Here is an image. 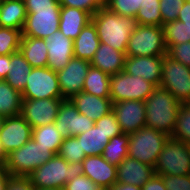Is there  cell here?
Returning a JSON list of instances; mask_svg holds the SVG:
<instances>
[{
	"label": "cell",
	"mask_w": 190,
	"mask_h": 190,
	"mask_svg": "<svg viewBox=\"0 0 190 190\" xmlns=\"http://www.w3.org/2000/svg\"><path fill=\"white\" fill-rule=\"evenodd\" d=\"M48 62L47 67L57 72L63 69L74 57L73 40L57 30L46 39Z\"/></svg>",
	"instance_id": "d6986e66"
},
{
	"label": "cell",
	"mask_w": 190,
	"mask_h": 190,
	"mask_svg": "<svg viewBox=\"0 0 190 190\" xmlns=\"http://www.w3.org/2000/svg\"><path fill=\"white\" fill-rule=\"evenodd\" d=\"M125 58V53L115 50L109 44L100 42L90 64L109 75H113L124 71Z\"/></svg>",
	"instance_id": "603a6c76"
},
{
	"label": "cell",
	"mask_w": 190,
	"mask_h": 190,
	"mask_svg": "<svg viewBox=\"0 0 190 190\" xmlns=\"http://www.w3.org/2000/svg\"><path fill=\"white\" fill-rule=\"evenodd\" d=\"M90 66L89 61L73 57L63 69L56 72L64 99H70L83 90L84 80Z\"/></svg>",
	"instance_id": "9a60e30c"
},
{
	"label": "cell",
	"mask_w": 190,
	"mask_h": 190,
	"mask_svg": "<svg viewBox=\"0 0 190 190\" xmlns=\"http://www.w3.org/2000/svg\"><path fill=\"white\" fill-rule=\"evenodd\" d=\"M24 0H1L0 27L23 30L26 21Z\"/></svg>",
	"instance_id": "d4e9b609"
},
{
	"label": "cell",
	"mask_w": 190,
	"mask_h": 190,
	"mask_svg": "<svg viewBox=\"0 0 190 190\" xmlns=\"http://www.w3.org/2000/svg\"><path fill=\"white\" fill-rule=\"evenodd\" d=\"M166 190H190V175H161Z\"/></svg>",
	"instance_id": "7bdbcfd3"
},
{
	"label": "cell",
	"mask_w": 190,
	"mask_h": 190,
	"mask_svg": "<svg viewBox=\"0 0 190 190\" xmlns=\"http://www.w3.org/2000/svg\"><path fill=\"white\" fill-rule=\"evenodd\" d=\"M178 21L185 23V26L190 32V3L184 2L182 8L179 11Z\"/></svg>",
	"instance_id": "c3c4849f"
},
{
	"label": "cell",
	"mask_w": 190,
	"mask_h": 190,
	"mask_svg": "<svg viewBox=\"0 0 190 190\" xmlns=\"http://www.w3.org/2000/svg\"><path fill=\"white\" fill-rule=\"evenodd\" d=\"M7 155L2 150L1 142H0V168L4 167L6 163Z\"/></svg>",
	"instance_id": "f5cc1de1"
},
{
	"label": "cell",
	"mask_w": 190,
	"mask_h": 190,
	"mask_svg": "<svg viewBox=\"0 0 190 190\" xmlns=\"http://www.w3.org/2000/svg\"><path fill=\"white\" fill-rule=\"evenodd\" d=\"M155 174V169L151 165L126 157L117 166L116 183L131 184L142 187Z\"/></svg>",
	"instance_id": "ffe728a7"
},
{
	"label": "cell",
	"mask_w": 190,
	"mask_h": 190,
	"mask_svg": "<svg viewBox=\"0 0 190 190\" xmlns=\"http://www.w3.org/2000/svg\"><path fill=\"white\" fill-rule=\"evenodd\" d=\"M22 36L46 39L59 30L60 9H26Z\"/></svg>",
	"instance_id": "7c38bea8"
},
{
	"label": "cell",
	"mask_w": 190,
	"mask_h": 190,
	"mask_svg": "<svg viewBox=\"0 0 190 190\" xmlns=\"http://www.w3.org/2000/svg\"><path fill=\"white\" fill-rule=\"evenodd\" d=\"M100 44L94 23L89 22L73 41L74 57L91 61Z\"/></svg>",
	"instance_id": "cb8c5ba5"
},
{
	"label": "cell",
	"mask_w": 190,
	"mask_h": 190,
	"mask_svg": "<svg viewBox=\"0 0 190 190\" xmlns=\"http://www.w3.org/2000/svg\"><path fill=\"white\" fill-rule=\"evenodd\" d=\"M154 169L158 175H190V145L169 137Z\"/></svg>",
	"instance_id": "8992f818"
},
{
	"label": "cell",
	"mask_w": 190,
	"mask_h": 190,
	"mask_svg": "<svg viewBox=\"0 0 190 190\" xmlns=\"http://www.w3.org/2000/svg\"><path fill=\"white\" fill-rule=\"evenodd\" d=\"M110 77L99 68L90 66L84 80L83 92L102 98H110Z\"/></svg>",
	"instance_id": "83f0119b"
},
{
	"label": "cell",
	"mask_w": 190,
	"mask_h": 190,
	"mask_svg": "<svg viewBox=\"0 0 190 190\" xmlns=\"http://www.w3.org/2000/svg\"><path fill=\"white\" fill-rule=\"evenodd\" d=\"M92 20V15L84 10L61 6L59 30L71 40H75L84 26Z\"/></svg>",
	"instance_id": "7402d4cb"
},
{
	"label": "cell",
	"mask_w": 190,
	"mask_h": 190,
	"mask_svg": "<svg viewBox=\"0 0 190 190\" xmlns=\"http://www.w3.org/2000/svg\"><path fill=\"white\" fill-rule=\"evenodd\" d=\"M101 43L109 44L115 50L126 53L129 38L138 26L134 17L120 16L102 6L91 20Z\"/></svg>",
	"instance_id": "6da1fadb"
},
{
	"label": "cell",
	"mask_w": 190,
	"mask_h": 190,
	"mask_svg": "<svg viewBox=\"0 0 190 190\" xmlns=\"http://www.w3.org/2000/svg\"><path fill=\"white\" fill-rule=\"evenodd\" d=\"M83 174V163H67L59 155H54L42 166L34 170L28 178L36 190L44 188L63 189L65 184Z\"/></svg>",
	"instance_id": "3957f363"
},
{
	"label": "cell",
	"mask_w": 190,
	"mask_h": 190,
	"mask_svg": "<svg viewBox=\"0 0 190 190\" xmlns=\"http://www.w3.org/2000/svg\"><path fill=\"white\" fill-rule=\"evenodd\" d=\"M69 100L81 114L87 116L94 122L108 115L113 108V103L110 98L98 97L83 91L73 95Z\"/></svg>",
	"instance_id": "44dd1931"
},
{
	"label": "cell",
	"mask_w": 190,
	"mask_h": 190,
	"mask_svg": "<svg viewBox=\"0 0 190 190\" xmlns=\"http://www.w3.org/2000/svg\"><path fill=\"white\" fill-rule=\"evenodd\" d=\"M63 190H103L91 179L84 174L75 177L73 180L68 181Z\"/></svg>",
	"instance_id": "ee69618b"
},
{
	"label": "cell",
	"mask_w": 190,
	"mask_h": 190,
	"mask_svg": "<svg viewBox=\"0 0 190 190\" xmlns=\"http://www.w3.org/2000/svg\"><path fill=\"white\" fill-rule=\"evenodd\" d=\"M22 31L0 27V55H9L19 50Z\"/></svg>",
	"instance_id": "d590c367"
},
{
	"label": "cell",
	"mask_w": 190,
	"mask_h": 190,
	"mask_svg": "<svg viewBox=\"0 0 190 190\" xmlns=\"http://www.w3.org/2000/svg\"><path fill=\"white\" fill-rule=\"evenodd\" d=\"M41 190H63V189H57V188H44V189H41Z\"/></svg>",
	"instance_id": "db71d44e"
},
{
	"label": "cell",
	"mask_w": 190,
	"mask_h": 190,
	"mask_svg": "<svg viewBox=\"0 0 190 190\" xmlns=\"http://www.w3.org/2000/svg\"><path fill=\"white\" fill-rule=\"evenodd\" d=\"M108 190H142L141 187L131 184L115 183Z\"/></svg>",
	"instance_id": "816d5d0a"
},
{
	"label": "cell",
	"mask_w": 190,
	"mask_h": 190,
	"mask_svg": "<svg viewBox=\"0 0 190 190\" xmlns=\"http://www.w3.org/2000/svg\"><path fill=\"white\" fill-rule=\"evenodd\" d=\"M162 27L167 50L172 45L182 44L190 41V32L185 26V23L175 20L164 24Z\"/></svg>",
	"instance_id": "d6a6232c"
},
{
	"label": "cell",
	"mask_w": 190,
	"mask_h": 190,
	"mask_svg": "<svg viewBox=\"0 0 190 190\" xmlns=\"http://www.w3.org/2000/svg\"><path fill=\"white\" fill-rule=\"evenodd\" d=\"M19 50L32 68L47 67L48 53L45 39L22 36Z\"/></svg>",
	"instance_id": "484cf974"
},
{
	"label": "cell",
	"mask_w": 190,
	"mask_h": 190,
	"mask_svg": "<svg viewBox=\"0 0 190 190\" xmlns=\"http://www.w3.org/2000/svg\"><path fill=\"white\" fill-rule=\"evenodd\" d=\"M95 125L108 135L110 139L123 133L113 111L95 121Z\"/></svg>",
	"instance_id": "ab89813d"
},
{
	"label": "cell",
	"mask_w": 190,
	"mask_h": 190,
	"mask_svg": "<svg viewBox=\"0 0 190 190\" xmlns=\"http://www.w3.org/2000/svg\"><path fill=\"white\" fill-rule=\"evenodd\" d=\"M33 128L19 114L5 117L0 129V142L6 155L19 149L32 138Z\"/></svg>",
	"instance_id": "5bb4252c"
},
{
	"label": "cell",
	"mask_w": 190,
	"mask_h": 190,
	"mask_svg": "<svg viewBox=\"0 0 190 190\" xmlns=\"http://www.w3.org/2000/svg\"><path fill=\"white\" fill-rule=\"evenodd\" d=\"M22 100L21 92L13 89L5 80H0V115L2 117L19 115Z\"/></svg>",
	"instance_id": "f1b7e54d"
},
{
	"label": "cell",
	"mask_w": 190,
	"mask_h": 190,
	"mask_svg": "<svg viewBox=\"0 0 190 190\" xmlns=\"http://www.w3.org/2000/svg\"><path fill=\"white\" fill-rule=\"evenodd\" d=\"M145 0H106L105 7L120 16L136 17Z\"/></svg>",
	"instance_id": "74e56055"
},
{
	"label": "cell",
	"mask_w": 190,
	"mask_h": 190,
	"mask_svg": "<svg viewBox=\"0 0 190 190\" xmlns=\"http://www.w3.org/2000/svg\"><path fill=\"white\" fill-rule=\"evenodd\" d=\"M167 55L190 68V41L172 45L167 50Z\"/></svg>",
	"instance_id": "b9f144b4"
},
{
	"label": "cell",
	"mask_w": 190,
	"mask_h": 190,
	"mask_svg": "<svg viewBox=\"0 0 190 190\" xmlns=\"http://www.w3.org/2000/svg\"><path fill=\"white\" fill-rule=\"evenodd\" d=\"M168 138L159 130L140 128L129 134L128 157L154 167Z\"/></svg>",
	"instance_id": "5b68a950"
},
{
	"label": "cell",
	"mask_w": 190,
	"mask_h": 190,
	"mask_svg": "<svg viewBox=\"0 0 190 190\" xmlns=\"http://www.w3.org/2000/svg\"><path fill=\"white\" fill-rule=\"evenodd\" d=\"M10 54L0 55V80H5L9 72Z\"/></svg>",
	"instance_id": "681fc988"
},
{
	"label": "cell",
	"mask_w": 190,
	"mask_h": 190,
	"mask_svg": "<svg viewBox=\"0 0 190 190\" xmlns=\"http://www.w3.org/2000/svg\"><path fill=\"white\" fill-rule=\"evenodd\" d=\"M56 129L63 139L77 136L91 129L95 122L81 114L69 99H65L54 121Z\"/></svg>",
	"instance_id": "4fadbf2b"
},
{
	"label": "cell",
	"mask_w": 190,
	"mask_h": 190,
	"mask_svg": "<svg viewBox=\"0 0 190 190\" xmlns=\"http://www.w3.org/2000/svg\"><path fill=\"white\" fill-rule=\"evenodd\" d=\"M32 138L45 148H49L55 155H58L60 146L64 141L61 133L56 129L55 124H47L32 130Z\"/></svg>",
	"instance_id": "1f68e13d"
},
{
	"label": "cell",
	"mask_w": 190,
	"mask_h": 190,
	"mask_svg": "<svg viewBox=\"0 0 190 190\" xmlns=\"http://www.w3.org/2000/svg\"><path fill=\"white\" fill-rule=\"evenodd\" d=\"M55 154L31 138L19 149L7 155L4 168L16 177H28L34 170L50 160Z\"/></svg>",
	"instance_id": "277c9868"
},
{
	"label": "cell",
	"mask_w": 190,
	"mask_h": 190,
	"mask_svg": "<svg viewBox=\"0 0 190 190\" xmlns=\"http://www.w3.org/2000/svg\"><path fill=\"white\" fill-rule=\"evenodd\" d=\"M6 190H36L28 177L12 176L8 183Z\"/></svg>",
	"instance_id": "f6af8a7d"
},
{
	"label": "cell",
	"mask_w": 190,
	"mask_h": 190,
	"mask_svg": "<svg viewBox=\"0 0 190 190\" xmlns=\"http://www.w3.org/2000/svg\"><path fill=\"white\" fill-rule=\"evenodd\" d=\"M146 127L172 136L181 103L167 90L156 86L144 101Z\"/></svg>",
	"instance_id": "7a4b0ae2"
},
{
	"label": "cell",
	"mask_w": 190,
	"mask_h": 190,
	"mask_svg": "<svg viewBox=\"0 0 190 190\" xmlns=\"http://www.w3.org/2000/svg\"><path fill=\"white\" fill-rule=\"evenodd\" d=\"M3 120H4V117H2V116L0 115V129H1V126H2Z\"/></svg>",
	"instance_id": "11a10c76"
},
{
	"label": "cell",
	"mask_w": 190,
	"mask_h": 190,
	"mask_svg": "<svg viewBox=\"0 0 190 190\" xmlns=\"http://www.w3.org/2000/svg\"><path fill=\"white\" fill-rule=\"evenodd\" d=\"M58 155L67 163L82 162L86 158L85 152L80 146V141L75 136L64 139Z\"/></svg>",
	"instance_id": "8d00e7d4"
},
{
	"label": "cell",
	"mask_w": 190,
	"mask_h": 190,
	"mask_svg": "<svg viewBox=\"0 0 190 190\" xmlns=\"http://www.w3.org/2000/svg\"><path fill=\"white\" fill-rule=\"evenodd\" d=\"M86 156L102 155L105 145L110 138L100 128L94 125L83 134L75 136Z\"/></svg>",
	"instance_id": "f546056e"
},
{
	"label": "cell",
	"mask_w": 190,
	"mask_h": 190,
	"mask_svg": "<svg viewBox=\"0 0 190 190\" xmlns=\"http://www.w3.org/2000/svg\"><path fill=\"white\" fill-rule=\"evenodd\" d=\"M112 111L116 116L122 132L131 134L146 127L145 102L141 100H126L113 103Z\"/></svg>",
	"instance_id": "2e32d148"
},
{
	"label": "cell",
	"mask_w": 190,
	"mask_h": 190,
	"mask_svg": "<svg viewBox=\"0 0 190 190\" xmlns=\"http://www.w3.org/2000/svg\"><path fill=\"white\" fill-rule=\"evenodd\" d=\"M26 9H61L58 0H24Z\"/></svg>",
	"instance_id": "bcb514c9"
},
{
	"label": "cell",
	"mask_w": 190,
	"mask_h": 190,
	"mask_svg": "<svg viewBox=\"0 0 190 190\" xmlns=\"http://www.w3.org/2000/svg\"><path fill=\"white\" fill-rule=\"evenodd\" d=\"M171 138L190 145V103H181Z\"/></svg>",
	"instance_id": "e575fe53"
},
{
	"label": "cell",
	"mask_w": 190,
	"mask_h": 190,
	"mask_svg": "<svg viewBox=\"0 0 190 190\" xmlns=\"http://www.w3.org/2000/svg\"><path fill=\"white\" fill-rule=\"evenodd\" d=\"M9 69L5 81L11 85L13 89L22 93L32 66L24 58L20 50L10 54Z\"/></svg>",
	"instance_id": "4316f807"
},
{
	"label": "cell",
	"mask_w": 190,
	"mask_h": 190,
	"mask_svg": "<svg viewBox=\"0 0 190 190\" xmlns=\"http://www.w3.org/2000/svg\"><path fill=\"white\" fill-rule=\"evenodd\" d=\"M166 54L163 27L138 24L129 38L125 55L164 56Z\"/></svg>",
	"instance_id": "52a82bcc"
},
{
	"label": "cell",
	"mask_w": 190,
	"mask_h": 190,
	"mask_svg": "<svg viewBox=\"0 0 190 190\" xmlns=\"http://www.w3.org/2000/svg\"><path fill=\"white\" fill-rule=\"evenodd\" d=\"M160 86L180 103H190V68L164 55Z\"/></svg>",
	"instance_id": "ba28073f"
},
{
	"label": "cell",
	"mask_w": 190,
	"mask_h": 190,
	"mask_svg": "<svg viewBox=\"0 0 190 190\" xmlns=\"http://www.w3.org/2000/svg\"><path fill=\"white\" fill-rule=\"evenodd\" d=\"M61 6L78 8L89 12L92 16L105 6L106 0H58Z\"/></svg>",
	"instance_id": "60d3db41"
},
{
	"label": "cell",
	"mask_w": 190,
	"mask_h": 190,
	"mask_svg": "<svg viewBox=\"0 0 190 190\" xmlns=\"http://www.w3.org/2000/svg\"><path fill=\"white\" fill-rule=\"evenodd\" d=\"M11 174L4 168H0V190H6Z\"/></svg>",
	"instance_id": "f907efd6"
},
{
	"label": "cell",
	"mask_w": 190,
	"mask_h": 190,
	"mask_svg": "<svg viewBox=\"0 0 190 190\" xmlns=\"http://www.w3.org/2000/svg\"><path fill=\"white\" fill-rule=\"evenodd\" d=\"M135 18L140 25L162 27L159 0H145Z\"/></svg>",
	"instance_id": "836d02e7"
},
{
	"label": "cell",
	"mask_w": 190,
	"mask_h": 190,
	"mask_svg": "<svg viewBox=\"0 0 190 190\" xmlns=\"http://www.w3.org/2000/svg\"><path fill=\"white\" fill-rule=\"evenodd\" d=\"M22 98H63L57 73L48 67L32 68L22 92Z\"/></svg>",
	"instance_id": "30bf717a"
},
{
	"label": "cell",
	"mask_w": 190,
	"mask_h": 190,
	"mask_svg": "<svg viewBox=\"0 0 190 190\" xmlns=\"http://www.w3.org/2000/svg\"><path fill=\"white\" fill-rule=\"evenodd\" d=\"M155 86L142 77L131 76L125 71L110 77V99L112 103L126 100L145 101Z\"/></svg>",
	"instance_id": "9c48e42d"
},
{
	"label": "cell",
	"mask_w": 190,
	"mask_h": 190,
	"mask_svg": "<svg viewBox=\"0 0 190 190\" xmlns=\"http://www.w3.org/2000/svg\"><path fill=\"white\" fill-rule=\"evenodd\" d=\"M64 98L23 99L20 115L32 128L53 124Z\"/></svg>",
	"instance_id": "8fae6325"
},
{
	"label": "cell",
	"mask_w": 190,
	"mask_h": 190,
	"mask_svg": "<svg viewBox=\"0 0 190 190\" xmlns=\"http://www.w3.org/2000/svg\"><path fill=\"white\" fill-rule=\"evenodd\" d=\"M129 134L122 133L112 137L105 145L102 156L116 167L128 157Z\"/></svg>",
	"instance_id": "4dcf8cb0"
},
{
	"label": "cell",
	"mask_w": 190,
	"mask_h": 190,
	"mask_svg": "<svg viewBox=\"0 0 190 190\" xmlns=\"http://www.w3.org/2000/svg\"><path fill=\"white\" fill-rule=\"evenodd\" d=\"M162 66L163 56H126L124 71L142 77L156 87L160 86Z\"/></svg>",
	"instance_id": "e0dca14e"
},
{
	"label": "cell",
	"mask_w": 190,
	"mask_h": 190,
	"mask_svg": "<svg viewBox=\"0 0 190 190\" xmlns=\"http://www.w3.org/2000/svg\"><path fill=\"white\" fill-rule=\"evenodd\" d=\"M83 174L103 190L110 189L117 180V167L110 164L102 155L86 156L82 161Z\"/></svg>",
	"instance_id": "ac0fdd59"
},
{
	"label": "cell",
	"mask_w": 190,
	"mask_h": 190,
	"mask_svg": "<svg viewBox=\"0 0 190 190\" xmlns=\"http://www.w3.org/2000/svg\"><path fill=\"white\" fill-rule=\"evenodd\" d=\"M184 2L185 0H159L162 26L168 22L177 20Z\"/></svg>",
	"instance_id": "f35d334b"
},
{
	"label": "cell",
	"mask_w": 190,
	"mask_h": 190,
	"mask_svg": "<svg viewBox=\"0 0 190 190\" xmlns=\"http://www.w3.org/2000/svg\"><path fill=\"white\" fill-rule=\"evenodd\" d=\"M142 190H166L161 175L154 174L144 185L141 187Z\"/></svg>",
	"instance_id": "7dc6e473"
}]
</instances>
